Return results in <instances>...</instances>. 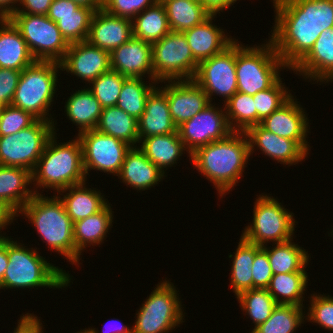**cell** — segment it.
<instances>
[{"label": "cell", "instance_id": "1", "mask_svg": "<svg viewBox=\"0 0 333 333\" xmlns=\"http://www.w3.org/2000/svg\"><path fill=\"white\" fill-rule=\"evenodd\" d=\"M275 25L270 40L292 69L319 35L333 28V0H273Z\"/></svg>", "mask_w": 333, "mask_h": 333}, {"label": "cell", "instance_id": "2", "mask_svg": "<svg viewBox=\"0 0 333 333\" xmlns=\"http://www.w3.org/2000/svg\"><path fill=\"white\" fill-rule=\"evenodd\" d=\"M250 157L244 132H232L228 137L211 142L190 154L195 168L212 182L221 198L236 186Z\"/></svg>", "mask_w": 333, "mask_h": 333}, {"label": "cell", "instance_id": "3", "mask_svg": "<svg viewBox=\"0 0 333 333\" xmlns=\"http://www.w3.org/2000/svg\"><path fill=\"white\" fill-rule=\"evenodd\" d=\"M54 133L44 148L32 172L33 185L37 188H52L59 192L73 185L86 182L83 165V150L80 139L57 144ZM36 181V183H35Z\"/></svg>", "mask_w": 333, "mask_h": 333}, {"label": "cell", "instance_id": "4", "mask_svg": "<svg viewBox=\"0 0 333 333\" xmlns=\"http://www.w3.org/2000/svg\"><path fill=\"white\" fill-rule=\"evenodd\" d=\"M7 237L8 266L5 270L0 289L10 288H61L68 287L70 274L58 268L42 256L36 249L23 247L21 243ZM69 274V275H68Z\"/></svg>", "mask_w": 333, "mask_h": 333}, {"label": "cell", "instance_id": "5", "mask_svg": "<svg viewBox=\"0 0 333 333\" xmlns=\"http://www.w3.org/2000/svg\"><path fill=\"white\" fill-rule=\"evenodd\" d=\"M19 213L25 215L34 225L49 249L60 253L73 265L75 264L73 222L67 215L58 194L50 198L36 193L18 215Z\"/></svg>", "mask_w": 333, "mask_h": 333}, {"label": "cell", "instance_id": "6", "mask_svg": "<svg viewBox=\"0 0 333 333\" xmlns=\"http://www.w3.org/2000/svg\"><path fill=\"white\" fill-rule=\"evenodd\" d=\"M283 68L289 69L270 39L266 44L256 47L243 46L237 42V92L253 96L267 90L281 78L280 70Z\"/></svg>", "mask_w": 333, "mask_h": 333}, {"label": "cell", "instance_id": "7", "mask_svg": "<svg viewBox=\"0 0 333 333\" xmlns=\"http://www.w3.org/2000/svg\"><path fill=\"white\" fill-rule=\"evenodd\" d=\"M59 68L61 70L60 63L53 61H35L24 68L11 105L31 113L37 119L55 122L51 115L48 118V112L54 101Z\"/></svg>", "mask_w": 333, "mask_h": 333}, {"label": "cell", "instance_id": "8", "mask_svg": "<svg viewBox=\"0 0 333 333\" xmlns=\"http://www.w3.org/2000/svg\"><path fill=\"white\" fill-rule=\"evenodd\" d=\"M169 280L158 283L136 313L133 333H168L183 322L182 303Z\"/></svg>", "mask_w": 333, "mask_h": 333}, {"label": "cell", "instance_id": "9", "mask_svg": "<svg viewBox=\"0 0 333 333\" xmlns=\"http://www.w3.org/2000/svg\"><path fill=\"white\" fill-rule=\"evenodd\" d=\"M254 203L252 224L241 235L245 240L262 247L270 241L275 245L293 239L297 222L292 212L269 195H259Z\"/></svg>", "mask_w": 333, "mask_h": 333}, {"label": "cell", "instance_id": "10", "mask_svg": "<svg viewBox=\"0 0 333 333\" xmlns=\"http://www.w3.org/2000/svg\"><path fill=\"white\" fill-rule=\"evenodd\" d=\"M198 65L182 32L170 31L152 44L153 81L193 79Z\"/></svg>", "mask_w": 333, "mask_h": 333}, {"label": "cell", "instance_id": "11", "mask_svg": "<svg viewBox=\"0 0 333 333\" xmlns=\"http://www.w3.org/2000/svg\"><path fill=\"white\" fill-rule=\"evenodd\" d=\"M54 133V122L37 119L17 133L0 137V165L33 172L47 141Z\"/></svg>", "mask_w": 333, "mask_h": 333}, {"label": "cell", "instance_id": "12", "mask_svg": "<svg viewBox=\"0 0 333 333\" xmlns=\"http://www.w3.org/2000/svg\"><path fill=\"white\" fill-rule=\"evenodd\" d=\"M9 19L18 28L36 61L60 63L69 44L61 35L57 23L47 15L12 14Z\"/></svg>", "mask_w": 333, "mask_h": 333}, {"label": "cell", "instance_id": "13", "mask_svg": "<svg viewBox=\"0 0 333 333\" xmlns=\"http://www.w3.org/2000/svg\"><path fill=\"white\" fill-rule=\"evenodd\" d=\"M235 40L223 52L203 60L199 63L193 80L207 94L209 102L212 95H222L224 104L237 92Z\"/></svg>", "mask_w": 333, "mask_h": 333}, {"label": "cell", "instance_id": "14", "mask_svg": "<svg viewBox=\"0 0 333 333\" xmlns=\"http://www.w3.org/2000/svg\"><path fill=\"white\" fill-rule=\"evenodd\" d=\"M82 145L83 165L86 176L90 170H99L117 176L131 149L128 143L98 131L88 130L77 136Z\"/></svg>", "mask_w": 333, "mask_h": 333}, {"label": "cell", "instance_id": "15", "mask_svg": "<svg viewBox=\"0 0 333 333\" xmlns=\"http://www.w3.org/2000/svg\"><path fill=\"white\" fill-rule=\"evenodd\" d=\"M177 131L189 157L198 148L222 140L234 132L228 123L225 107L220 109L212 103L183 122Z\"/></svg>", "mask_w": 333, "mask_h": 333}, {"label": "cell", "instance_id": "16", "mask_svg": "<svg viewBox=\"0 0 333 333\" xmlns=\"http://www.w3.org/2000/svg\"><path fill=\"white\" fill-rule=\"evenodd\" d=\"M60 65L62 71L66 70L67 73L74 74L90 84L111 70L110 52L90 44L87 40L69 44Z\"/></svg>", "mask_w": 333, "mask_h": 333}, {"label": "cell", "instance_id": "17", "mask_svg": "<svg viewBox=\"0 0 333 333\" xmlns=\"http://www.w3.org/2000/svg\"><path fill=\"white\" fill-rule=\"evenodd\" d=\"M166 83L169 84L160 90L167 96L171 118L177 127L210 104L207 94L193 79Z\"/></svg>", "mask_w": 333, "mask_h": 333}, {"label": "cell", "instance_id": "18", "mask_svg": "<svg viewBox=\"0 0 333 333\" xmlns=\"http://www.w3.org/2000/svg\"><path fill=\"white\" fill-rule=\"evenodd\" d=\"M296 100V101H295ZM309 120L305 109L298 104L293 96L270 116L265 117L260 125L278 135L294 140L307 154L309 149L307 133H309Z\"/></svg>", "mask_w": 333, "mask_h": 333}, {"label": "cell", "instance_id": "19", "mask_svg": "<svg viewBox=\"0 0 333 333\" xmlns=\"http://www.w3.org/2000/svg\"><path fill=\"white\" fill-rule=\"evenodd\" d=\"M111 70L127 78H142L148 75L153 81L152 44L132 36L110 52Z\"/></svg>", "mask_w": 333, "mask_h": 333}, {"label": "cell", "instance_id": "20", "mask_svg": "<svg viewBox=\"0 0 333 333\" xmlns=\"http://www.w3.org/2000/svg\"><path fill=\"white\" fill-rule=\"evenodd\" d=\"M94 10L79 6L72 0H53L47 17L57 23L68 44L86 41Z\"/></svg>", "mask_w": 333, "mask_h": 333}, {"label": "cell", "instance_id": "21", "mask_svg": "<svg viewBox=\"0 0 333 333\" xmlns=\"http://www.w3.org/2000/svg\"><path fill=\"white\" fill-rule=\"evenodd\" d=\"M244 133L248 139L250 156L257 146L263 154L285 166L296 165L307 157V153L294 140L279 137L260 124L251 126Z\"/></svg>", "mask_w": 333, "mask_h": 333}, {"label": "cell", "instance_id": "22", "mask_svg": "<svg viewBox=\"0 0 333 333\" xmlns=\"http://www.w3.org/2000/svg\"><path fill=\"white\" fill-rule=\"evenodd\" d=\"M133 36L132 20L100 9L93 14L87 41L108 52Z\"/></svg>", "mask_w": 333, "mask_h": 333}, {"label": "cell", "instance_id": "23", "mask_svg": "<svg viewBox=\"0 0 333 333\" xmlns=\"http://www.w3.org/2000/svg\"><path fill=\"white\" fill-rule=\"evenodd\" d=\"M291 70L305 79L317 80V83L332 82L333 28L323 31L310 51Z\"/></svg>", "mask_w": 333, "mask_h": 333}, {"label": "cell", "instance_id": "24", "mask_svg": "<svg viewBox=\"0 0 333 333\" xmlns=\"http://www.w3.org/2000/svg\"><path fill=\"white\" fill-rule=\"evenodd\" d=\"M215 15H211L203 23L183 32L194 59L203 60L223 52L235 39L225 35L223 29L212 24Z\"/></svg>", "mask_w": 333, "mask_h": 333}, {"label": "cell", "instance_id": "25", "mask_svg": "<svg viewBox=\"0 0 333 333\" xmlns=\"http://www.w3.org/2000/svg\"><path fill=\"white\" fill-rule=\"evenodd\" d=\"M158 88L147 97L145 111L138 119L139 139L178 133L177 126L171 118L167 96Z\"/></svg>", "mask_w": 333, "mask_h": 333}, {"label": "cell", "instance_id": "26", "mask_svg": "<svg viewBox=\"0 0 333 333\" xmlns=\"http://www.w3.org/2000/svg\"><path fill=\"white\" fill-rule=\"evenodd\" d=\"M164 174L137 146L127 152L117 176L133 189L145 191L157 185Z\"/></svg>", "mask_w": 333, "mask_h": 333}, {"label": "cell", "instance_id": "27", "mask_svg": "<svg viewBox=\"0 0 333 333\" xmlns=\"http://www.w3.org/2000/svg\"><path fill=\"white\" fill-rule=\"evenodd\" d=\"M36 60L18 28L9 18L0 20V68L22 71Z\"/></svg>", "mask_w": 333, "mask_h": 333}, {"label": "cell", "instance_id": "28", "mask_svg": "<svg viewBox=\"0 0 333 333\" xmlns=\"http://www.w3.org/2000/svg\"><path fill=\"white\" fill-rule=\"evenodd\" d=\"M32 182V171L0 165V199L17 213L39 192L37 189L34 191L28 188Z\"/></svg>", "mask_w": 333, "mask_h": 333}, {"label": "cell", "instance_id": "29", "mask_svg": "<svg viewBox=\"0 0 333 333\" xmlns=\"http://www.w3.org/2000/svg\"><path fill=\"white\" fill-rule=\"evenodd\" d=\"M110 203L101 211L83 220L73 223V237L75 242V265L79 264L80 255L84 248L102 244L111 229L113 214Z\"/></svg>", "mask_w": 333, "mask_h": 333}, {"label": "cell", "instance_id": "30", "mask_svg": "<svg viewBox=\"0 0 333 333\" xmlns=\"http://www.w3.org/2000/svg\"><path fill=\"white\" fill-rule=\"evenodd\" d=\"M85 184L86 182L59 191L60 194L67 191L66 195L61 194L64 197L59 194V198L73 223L98 213L108 204L100 190L88 189Z\"/></svg>", "mask_w": 333, "mask_h": 333}, {"label": "cell", "instance_id": "31", "mask_svg": "<svg viewBox=\"0 0 333 333\" xmlns=\"http://www.w3.org/2000/svg\"><path fill=\"white\" fill-rule=\"evenodd\" d=\"M139 142L142 143L138 148L164 173L167 167L177 164L186 150L178 133L149 136Z\"/></svg>", "mask_w": 333, "mask_h": 333}, {"label": "cell", "instance_id": "32", "mask_svg": "<svg viewBox=\"0 0 333 333\" xmlns=\"http://www.w3.org/2000/svg\"><path fill=\"white\" fill-rule=\"evenodd\" d=\"M64 109L67 118L78 126V134H80L96 129L103 107L93 93L88 88H84L68 97Z\"/></svg>", "mask_w": 333, "mask_h": 333}, {"label": "cell", "instance_id": "33", "mask_svg": "<svg viewBox=\"0 0 333 333\" xmlns=\"http://www.w3.org/2000/svg\"><path fill=\"white\" fill-rule=\"evenodd\" d=\"M164 5L169 28L184 32L203 23L211 15L198 0L157 1Z\"/></svg>", "mask_w": 333, "mask_h": 333}, {"label": "cell", "instance_id": "34", "mask_svg": "<svg viewBox=\"0 0 333 333\" xmlns=\"http://www.w3.org/2000/svg\"><path fill=\"white\" fill-rule=\"evenodd\" d=\"M96 129L132 147H137L135 144L139 143L138 120L117 106L103 108Z\"/></svg>", "mask_w": 333, "mask_h": 333}, {"label": "cell", "instance_id": "35", "mask_svg": "<svg viewBox=\"0 0 333 333\" xmlns=\"http://www.w3.org/2000/svg\"><path fill=\"white\" fill-rule=\"evenodd\" d=\"M292 241L290 239L282 243H276L273 248L262 246L268 254L273 275L306 272L305 268L309 262V254Z\"/></svg>", "mask_w": 333, "mask_h": 333}, {"label": "cell", "instance_id": "36", "mask_svg": "<svg viewBox=\"0 0 333 333\" xmlns=\"http://www.w3.org/2000/svg\"><path fill=\"white\" fill-rule=\"evenodd\" d=\"M133 36L150 44L161 40L171 30L165 7L156 2L132 19Z\"/></svg>", "mask_w": 333, "mask_h": 333}, {"label": "cell", "instance_id": "37", "mask_svg": "<svg viewBox=\"0 0 333 333\" xmlns=\"http://www.w3.org/2000/svg\"><path fill=\"white\" fill-rule=\"evenodd\" d=\"M307 282V272L274 274L266 289L277 304L304 307L303 298L305 297L303 295Z\"/></svg>", "mask_w": 333, "mask_h": 333}, {"label": "cell", "instance_id": "38", "mask_svg": "<svg viewBox=\"0 0 333 333\" xmlns=\"http://www.w3.org/2000/svg\"><path fill=\"white\" fill-rule=\"evenodd\" d=\"M234 255L230 254L232 260L231 283L235 296L239 293L252 289V268L255 254L262 248L259 245L248 242L242 236Z\"/></svg>", "mask_w": 333, "mask_h": 333}, {"label": "cell", "instance_id": "39", "mask_svg": "<svg viewBox=\"0 0 333 333\" xmlns=\"http://www.w3.org/2000/svg\"><path fill=\"white\" fill-rule=\"evenodd\" d=\"M144 78H126L116 106L137 120L145 111L147 97L156 88V81L147 85ZM155 83V84H154Z\"/></svg>", "mask_w": 333, "mask_h": 333}, {"label": "cell", "instance_id": "40", "mask_svg": "<svg viewBox=\"0 0 333 333\" xmlns=\"http://www.w3.org/2000/svg\"><path fill=\"white\" fill-rule=\"evenodd\" d=\"M302 308L305 309L296 305L278 304L271 316L250 333H294L306 318Z\"/></svg>", "mask_w": 333, "mask_h": 333}, {"label": "cell", "instance_id": "41", "mask_svg": "<svg viewBox=\"0 0 333 333\" xmlns=\"http://www.w3.org/2000/svg\"><path fill=\"white\" fill-rule=\"evenodd\" d=\"M230 128L236 132H245L257 125V112L253 96L236 92L224 105ZM236 122V123H235Z\"/></svg>", "mask_w": 333, "mask_h": 333}, {"label": "cell", "instance_id": "42", "mask_svg": "<svg viewBox=\"0 0 333 333\" xmlns=\"http://www.w3.org/2000/svg\"><path fill=\"white\" fill-rule=\"evenodd\" d=\"M242 311L246 312L253 321L255 327L264 323L274 308L278 305L267 289H249L236 296Z\"/></svg>", "mask_w": 333, "mask_h": 333}, {"label": "cell", "instance_id": "43", "mask_svg": "<svg viewBox=\"0 0 333 333\" xmlns=\"http://www.w3.org/2000/svg\"><path fill=\"white\" fill-rule=\"evenodd\" d=\"M126 76L116 71L109 70L94 79L88 89L93 93L94 97L99 101L103 108L116 106L117 100L121 93ZM92 85V86H91Z\"/></svg>", "mask_w": 333, "mask_h": 333}, {"label": "cell", "instance_id": "44", "mask_svg": "<svg viewBox=\"0 0 333 333\" xmlns=\"http://www.w3.org/2000/svg\"><path fill=\"white\" fill-rule=\"evenodd\" d=\"M280 78L272 87L267 90L257 92L253 95V100L257 112V125L270 116L274 111L284 105L293 95L288 93V88L284 87Z\"/></svg>", "mask_w": 333, "mask_h": 333}, {"label": "cell", "instance_id": "45", "mask_svg": "<svg viewBox=\"0 0 333 333\" xmlns=\"http://www.w3.org/2000/svg\"><path fill=\"white\" fill-rule=\"evenodd\" d=\"M37 120L31 113L13 105L4 106L0 115V137L12 135Z\"/></svg>", "mask_w": 333, "mask_h": 333}, {"label": "cell", "instance_id": "46", "mask_svg": "<svg viewBox=\"0 0 333 333\" xmlns=\"http://www.w3.org/2000/svg\"><path fill=\"white\" fill-rule=\"evenodd\" d=\"M306 319L322 326L327 331H333V297L322 294H312Z\"/></svg>", "mask_w": 333, "mask_h": 333}, {"label": "cell", "instance_id": "47", "mask_svg": "<svg viewBox=\"0 0 333 333\" xmlns=\"http://www.w3.org/2000/svg\"><path fill=\"white\" fill-rule=\"evenodd\" d=\"M157 0H103L106 12L119 17L133 19L146 8L153 6Z\"/></svg>", "mask_w": 333, "mask_h": 333}, {"label": "cell", "instance_id": "48", "mask_svg": "<svg viewBox=\"0 0 333 333\" xmlns=\"http://www.w3.org/2000/svg\"><path fill=\"white\" fill-rule=\"evenodd\" d=\"M273 277L267 252L261 248L254 256L252 268V289H266Z\"/></svg>", "mask_w": 333, "mask_h": 333}, {"label": "cell", "instance_id": "49", "mask_svg": "<svg viewBox=\"0 0 333 333\" xmlns=\"http://www.w3.org/2000/svg\"><path fill=\"white\" fill-rule=\"evenodd\" d=\"M22 71L0 68V104L11 105Z\"/></svg>", "mask_w": 333, "mask_h": 333}, {"label": "cell", "instance_id": "50", "mask_svg": "<svg viewBox=\"0 0 333 333\" xmlns=\"http://www.w3.org/2000/svg\"><path fill=\"white\" fill-rule=\"evenodd\" d=\"M52 2L53 0H20L17 5H22L23 9L18 7L13 14L47 15Z\"/></svg>", "mask_w": 333, "mask_h": 333}, {"label": "cell", "instance_id": "51", "mask_svg": "<svg viewBox=\"0 0 333 333\" xmlns=\"http://www.w3.org/2000/svg\"><path fill=\"white\" fill-rule=\"evenodd\" d=\"M42 327L40 319L33 314L26 313L20 316L18 325L14 328L13 333H43Z\"/></svg>", "mask_w": 333, "mask_h": 333}, {"label": "cell", "instance_id": "52", "mask_svg": "<svg viewBox=\"0 0 333 333\" xmlns=\"http://www.w3.org/2000/svg\"><path fill=\"white\" fill-rule=\"evenodd\" d=\"M210 15H217L218 12L231 7L237 0H198Z\"/></svg>", "mask_w": 333, "mask_h": 333}, {"label": "cell", "instance_id": "53", "mask_svg": "<svg viewBox=\"0 0 333 333\" xmlns=\"http://www.w3.org/2000/svg\"><path fill=\"white\" fill-rule=\"evenodd\" d=\"M15 217H18V213L5 201L0 199V230L11 224L13 219L15 220ZM3 237L5 236L0 234V238Z\"/></svg>", "mask_w": 333, "mask_h": 333}, {"label": "cell", "instance_id": "54", "mask_svg": "<svg viewBox=\"0 0 333 333\" xmlns=\"http://www.w3.org/2000/svg\"><path fill=\"white\" fill-rule=\"evenodd\" d=\"M8 254H7V236L0 238V284L2 282L5 270L8 266Z\"/></svg>", "mask_w": 333, "mask_h": 333}, {"label": "cell", "instance_id": "55", "mask_svg": "<svg viewBox=\"0 0 333 333\" xmlns=\"http://www.w3.org/2000/svg\"><path fill=\"white\" fill-rule=\"evenodd\" d=\"M19 1L20 0H0V17L9 18L13 13H15L18 8L16 7V4L17 2L19 3Z\"/></svg>", "mask_w": 333, "mask_h": 333}, {"label": "cell", "instance_id": "56", "mask_svg": "<svg viewBox=\"0 0 333 333\" xmlns=\"http://www.w3.org/2000/svg\"><path fill=\"white\" fill-rule=\"evenodd\" d=\"M72 1L78 4L79 6L92 9L95 12L103 8V0H72Z\"/></svg>", "mask_w": 333, "mask_h": 333}, {"label": "cell", "instance_id": "57", "mask_svg": "<svg viewBox=\"0 0 333 333\" xmlns=\"http://www.w3.org/2000/svg\"><path fill=\"white\" fill-rule=\"evenodd\" d=\"M111 322V321H110ZM113 322H114V319H113ZM115 322H117L116 320H115ZM113 324V323H112ZM117 324H119L118 322H117ZM121 325V326H120ZM105 326H107V325H104V328H105ZM116 326V325H115ZM118 326V325H117ZM108 327V326H107ZM113 328V327H112ZM104 329L102 332L103 333H133V329L132 328H130V327H128V325L126 326H124L121 322H120V324H119V326L118 327H114L113 329Z\"/></svg>", "mask_w": 333, "mask_h": 333}, {"label": "cell", "instance_id": "58", "mask_svg": "<svg viewBox=\"0 0 333 333\" xmlns=\"http://www.w3.org/2000/svg\"><path fill=\"white\" fill-rule=\"evenodd\" d=\"M77 333H99V331L98 330L96 331L95 328H92V329L91 328H89V329L85 328L84 330H82V331L80 330V332L78 331Z\"/></svg>", "mask_w": 333, "mask_h": 333}, {"label": "cell", "instance_id": "59", "mask_svg": "<svg viewBox=\"0 0 333 333\" xmlns=\"http://www.w3.org/2000/svg\"><path fill=\"white\" fill-rule=\"evenodd\" d=\"M3 105L2 104H0V115H1V112H2V109H3Z\"/></svg>", "mask_w": 333, "mask_h": 333}]
</instances>
